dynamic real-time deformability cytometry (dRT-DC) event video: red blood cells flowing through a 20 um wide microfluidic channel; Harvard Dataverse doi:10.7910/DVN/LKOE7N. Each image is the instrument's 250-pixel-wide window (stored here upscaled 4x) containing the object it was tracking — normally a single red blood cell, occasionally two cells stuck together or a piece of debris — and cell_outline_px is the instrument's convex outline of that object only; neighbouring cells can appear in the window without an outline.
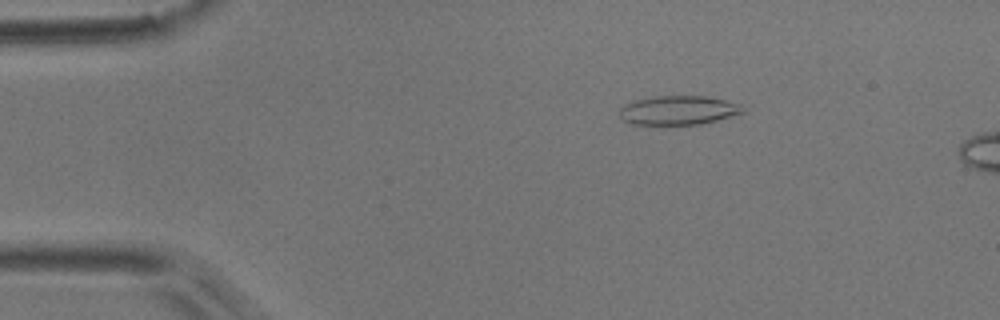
{"species": "common noctule bat (a hibernating species)", "species_latin": "Nyctalus noctula", "temperature_condition": "room temperature", "stored_images_in_passage": 9, "camera_frame_rate_fps": 3000, "um_per_image_px": 0.085, "animal": {"sex": "male", "body_mass_g": 17.9}, "frame": {"image": 1, "passage_image": 4, "time_ms": 1.0, "image_size_px": [1000, 320], "cell_outline_px": [[744, 112], [716, 120], [700, 124], [632, 124], [624, 120], [620, 116], [620, 108], [624, 104], [632, 100], [656, 96], [704, 96], [724, 100], [740, 104]], "centroid_in_image_um": [57.61, 9.36], "position_along_channel_um": 27.4, "area_um2": 20.63}}